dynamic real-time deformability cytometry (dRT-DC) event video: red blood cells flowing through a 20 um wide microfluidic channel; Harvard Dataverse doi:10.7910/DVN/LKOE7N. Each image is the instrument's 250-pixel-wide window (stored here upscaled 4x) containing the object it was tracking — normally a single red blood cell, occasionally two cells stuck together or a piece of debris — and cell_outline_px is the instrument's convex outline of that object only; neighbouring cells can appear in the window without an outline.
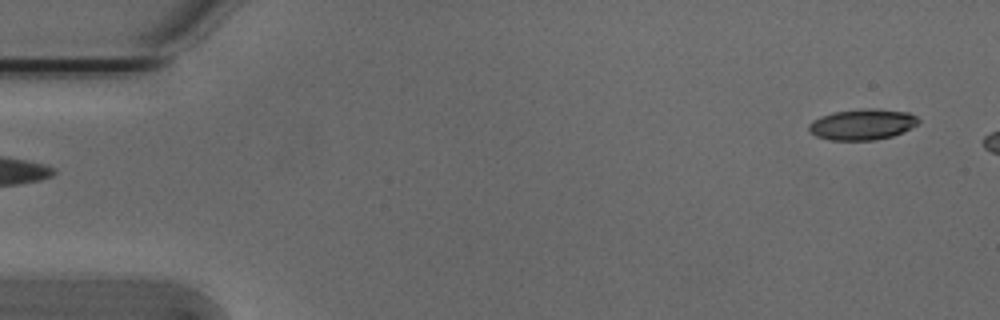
{"species": "Egyptian fruit bat (a non-hibernating species)", "species_latin": "Rousettus aegyptiacus", "temperature_condition": "cold", "stored_images_in_passage": 7, "camera_frame_rate_fps": 3000, "um_per_image_px": 0.085, "animal": {"sex": "male"}, "frame": {"image": 1, "passage_image": 1, "time_ms": 0.0, "image_size_px": [1000, 320], "cell_outline_px": [[920, 124], [892, 136], [876, 140], [832, 140], [816, 136], [808, 132], [808, 124], [812, 120], [820, 116], [832, 112], [868, 108], [872, 108], [908, 112], [916, 116], [920, 120]], "centroid_in_image_um": [73.28, 10.57], "position_along_channel_um": 11.7, "area_um2": 19.88}}